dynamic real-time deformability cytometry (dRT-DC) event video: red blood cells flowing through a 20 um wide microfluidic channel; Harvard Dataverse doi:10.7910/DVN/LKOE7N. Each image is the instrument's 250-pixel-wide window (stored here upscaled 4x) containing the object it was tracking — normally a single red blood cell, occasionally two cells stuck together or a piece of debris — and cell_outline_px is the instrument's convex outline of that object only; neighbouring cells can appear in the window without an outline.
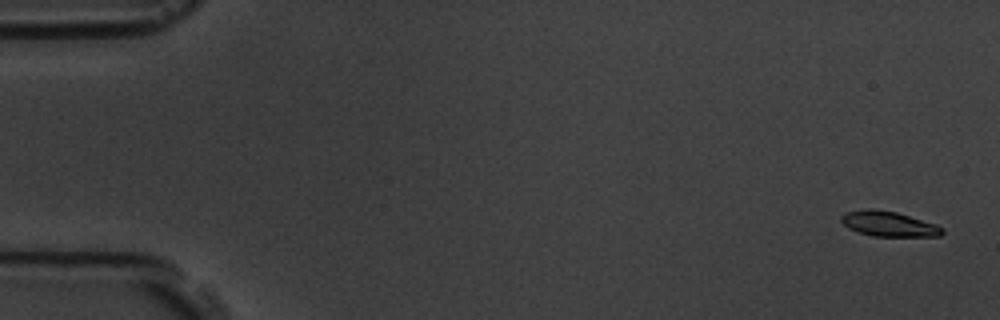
{"species": "common noctule bat (a hibernating species)", "species_latin": "Nyctalus noctula", "temperature_condition": "room temperature", "stored_images_in_passage": 5, "camera_frame_rate_fps": 3000, "um_per_image_px": 0.085, "animal": {"sex": "male", "body_mass_g": 19.5, "forearm_length_mm": 54.6}, "frame": {"image": 1, "passage_image": 1, "time_ms": 0.0, "image_size_px": [1000, 320], "cell_outline_px": [[944, 232], [940, 236], [872, 236], [848, 228], [840, 220], [840, 216], [844, 212], [868, 208], [872, 208], [896, 212], [936, 224], [944, 228]], "centroid_in_image_um": [75.52, 19.02], "position_along_channel_um": 9.5, "area_um2": 14.8}}
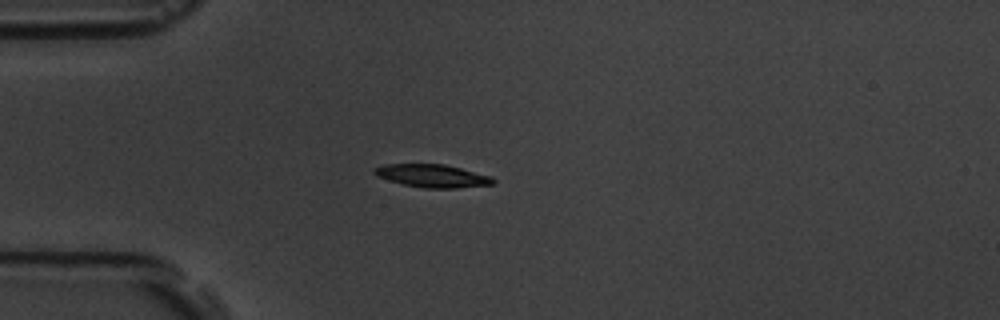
{"frame": {"image": 2, "passage_image": 5, "time_ms": 4.667, "image_size_px": [1000, 320], "cell_outline_px": [[496, 180], [492, 184], [456, 188], [424, 188], [404, 184], [376, 176], [372, 172], [372, 168], [384, 164], [444, 164], [492, 176]], "centroid_in_image_um": [36.73, 14.94], "position_along_channel_um": 48.3, "area_um2": 15.84}}